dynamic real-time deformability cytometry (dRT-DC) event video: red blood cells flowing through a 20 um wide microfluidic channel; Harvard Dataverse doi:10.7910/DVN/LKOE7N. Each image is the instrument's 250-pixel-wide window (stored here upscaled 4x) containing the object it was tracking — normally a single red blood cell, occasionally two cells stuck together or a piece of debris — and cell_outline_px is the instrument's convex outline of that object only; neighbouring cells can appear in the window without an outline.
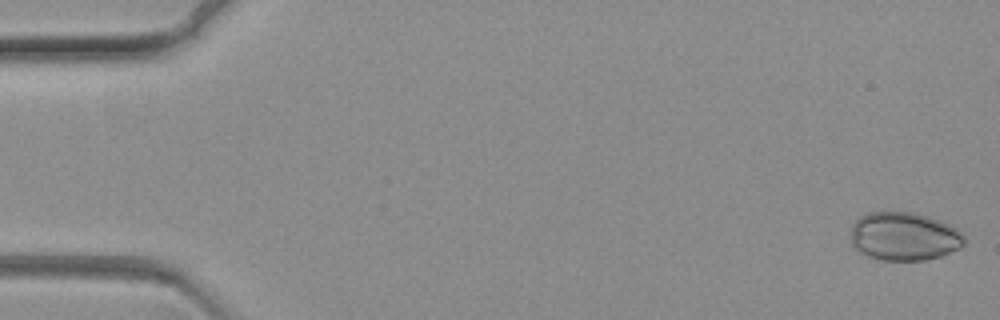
{"species": "common noctule bat (a hibernating species)", "species_latin": "Nyctalus noctula", "temperature_condition": "warm", "stored_images_in_passage": 64, "camera_frame_rate_fps": 3000, "um_per_image_px": 0.085, "animal": {"sex": "female", "body_mass_g": 19.3, "forearm_length_mm": 54.1}, "frame": {"image": 1, "passage_image": 2, "time_ms": 0.333, "image_size_px": [1000, 320], "cell_outline_px": [[964, 244], [960, 248], [940, 256], [924, 260], [880, 260], [868, 256], [852, 248], [852, 224], [860, 216], [868, 212], [916, 212], [940, 220], [956, 228], [964, 236]], "centroid_in_image_um": [76.83, 20.09], "position_along_channel_um": 8.2, "area_um2": 32.14}}
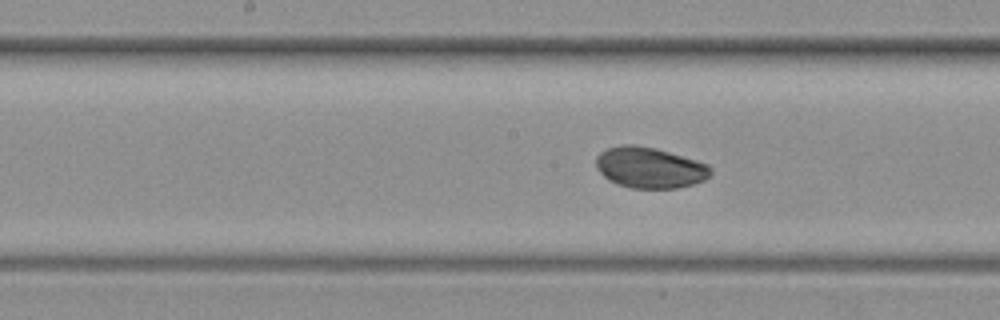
{"frame": {"image": 2, "passage_image": 37, "time_ms": 12.0, "image_size_px": [1000, 320], "cell_outline_px": [[712, 172], [704, 180], [692, 184], [676, 188], [632, 188], [616, 184], [608, 180], [596, 168], [596, 156], [600, 152], [608, 148], [620, 144], [636, 144], [656, 148], [696, 160], [708, 164], [712, 168]], "centroid_in_image_um": [55.2, 14.24], "position_along_channel_um": 193.0, "area_um2": 27.46}}
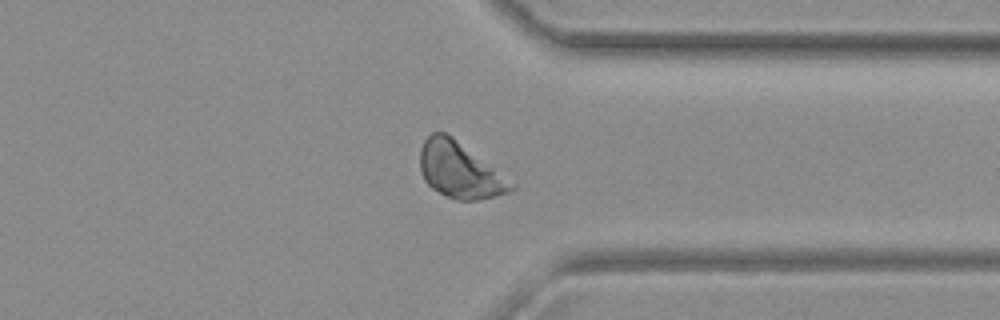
{"frame": {"image": 3, "passage_image": 56, "time_ms": 18.333, "image_size_px": [1000, 320], "cell_outline_px": [[516, 184], [508, 192], [480, 200], [456, 200], [432, 188], [424, 180], [420, 168], [420, 148], [424, 140], [432, 132], [444, 132], [452, 136]], "centroid_in_image_um": [39.05, 14.46], "position_along_channel_um": 372.4, "area_um2": 29.3}}